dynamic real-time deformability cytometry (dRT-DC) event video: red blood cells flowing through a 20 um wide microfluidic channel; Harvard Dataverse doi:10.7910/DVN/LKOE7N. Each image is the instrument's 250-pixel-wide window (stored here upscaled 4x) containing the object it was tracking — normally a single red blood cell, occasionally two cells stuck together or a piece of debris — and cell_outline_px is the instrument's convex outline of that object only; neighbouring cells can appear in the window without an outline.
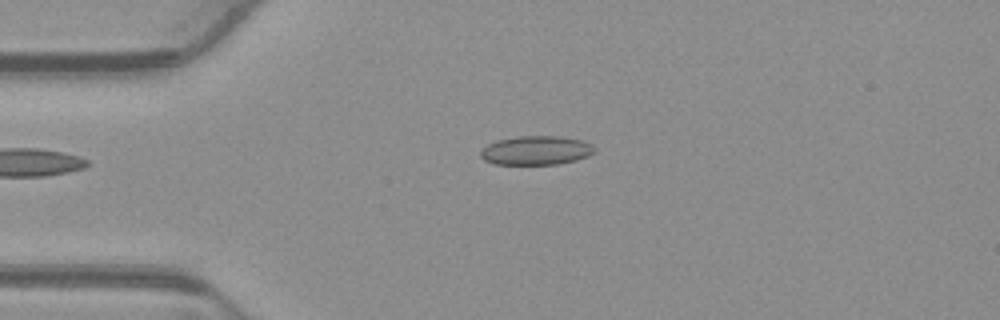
{"species": "common noctule bat (a hibernating species)", "species_latin": "Nyctalus noctula", "temperature_condition": "warm", "stored_images_in_passage": 41, "camera_frame_rate_fps": 3000, "um_per_image_px": 0.085, "animal": {"sex": "male", "body_mass_g": 23.1, "forearm_length_mm": 52.7}, "frame": {"image": 1, "passage_image": 1, "time_ms": 0.0, "image_size_px": [1000, 320], "cell_outline_px": [[596, 152], [588, 156], [576, 160], [556, 164], [492, 164], [484, 160], [480, 156], [480, 152], [488, 144], [496, 140], [520, 136], [560, 136], [580, 140], [592, 144], [596, 148]], "centroid_in_image_um": [45.58, 12.78], "position_along_channel_um": 39.4, "area_um2": 19.31}}
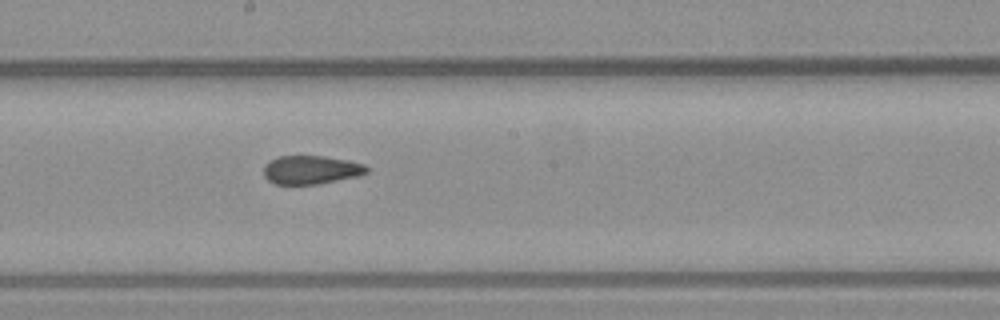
{"frame": {"image": 2, "passage_image": 17, "time_ms": 5.333, "image_size_px": [1000, 320], "cell_outline_px": [[368, 172], [360, 176], [316, 184], [276, 184], [268, 180], [264, 176], [264, 164], [276, 156], [324, 156], [348, 160], [364, 164], [368, 168]], "centroid_in_image_um": [26.44, 14.43], "position_along_channel_um": 221.8, "area_um2": 17.22}}
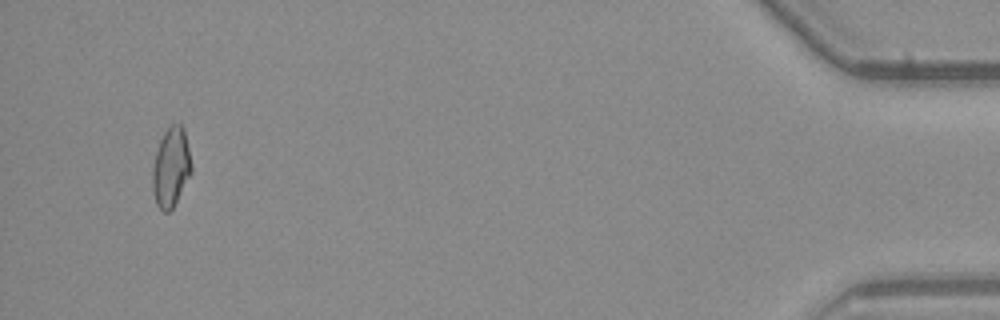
{"frame": {"image": 3, "passage_image": 39, "time_ms": 12.667, "image_size_px": [1000, 320], "cell_outline_px": [[192, 172], [172, 208], [168, 212], [164, 212], [156, 204], [152, 192], [152, 168], [156, 152], [160, 140], [164, 132], [172, 124], [180, 124], [184, 128], [192, 168]], "centroid_in_image_um": [14.52, 14.23], "position_along_channel_um": 420.7, "area_um2": 17.86}, "authors_computed_cell_mechanics": {"area_um2": 18.0914, "velocity_mm_per_s": 3.8843, "shape_relaxation_time_tau1_ms": null, "shape_relaxation_time_tau2_ms": 2.3953, "deformation_change_tau1": null, "deformation_change_tau2": 0.0735}}